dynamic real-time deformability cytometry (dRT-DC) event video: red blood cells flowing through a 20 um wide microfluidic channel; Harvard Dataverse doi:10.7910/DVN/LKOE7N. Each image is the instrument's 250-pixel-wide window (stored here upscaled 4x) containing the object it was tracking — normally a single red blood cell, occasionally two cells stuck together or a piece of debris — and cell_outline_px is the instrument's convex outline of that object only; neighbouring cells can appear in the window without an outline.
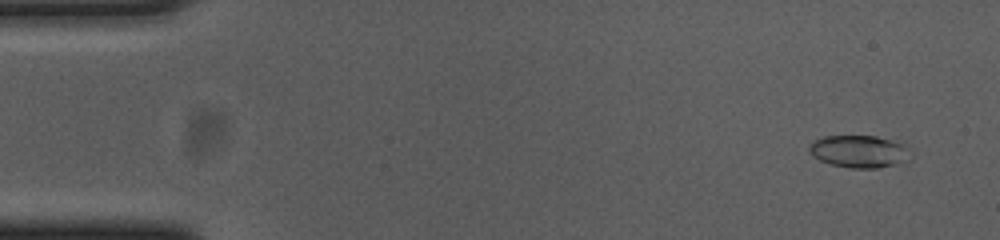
{"species": "common noctule bat (a hibernating species)", "species_latin": "Nyctalus noctula", "temperature_condition": "cold", "stored_images_in_passage": 56, "camera_frame_rate_fps": 3000, "um_per_image_px": 0.085, "animal": {"sex": "female", "body_mass_g": 23.0, "forearm_length_mm": 53.4}, "frame": {"image": 1, "passage_image": 4, "time_ms": 1.0, "image_size_px": [1000, 240], "cell_outline_px": [[904, 148], [900, 160], [896, 164], [876, 168], [848, 168], [832, 164], [820, 160], [812, 156], [808, 148], [816, 140], [824, 136], [876, 136], [904, 144]], "centroid_in_image_um": [72.87, 12.86], "position_along_channel_um": 12.1, "area_um2": 18.15}}
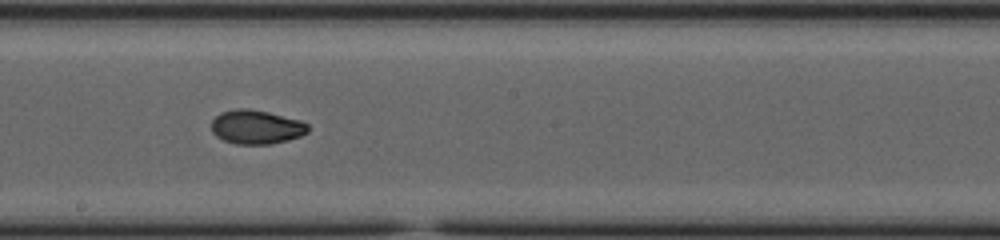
{"frame": {"image": 2, "passage_image": 31, "time_ms": 10.0, "image_size_px": [1000, 240], "cell_outline_px": [[308, 132], [300, 136], [288, 140], [272, 144], [236, 144], [224, 140], [216, 136], [212, 132], [212, 120], [220, 112], [236, 108], [248, 108], [268, 112], [300, 120], [308, 124]], "centroid_in_image_um": [21.78, 10.79], "position_along_channel_um": 226.4, "area_um2": 19.19}}
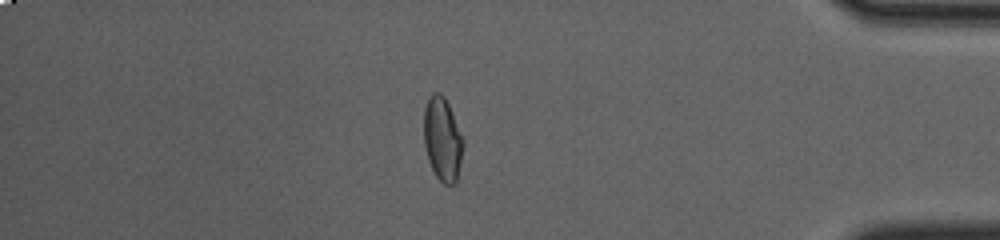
{"frame": {"image": 3, "passage_image": 48, "time_ms": 15.667, "image_size_px": [1000, 240], "cell_outline_px": [[464, 144], [456, 180], [452, 184], [444, 184], [436, 176], [428, 160], [424, 144], [424, 108], [428, 96], [432, 92], [440, 92], [444, 96], [448, 104], [464, 140]], "centroid_in_image_um": [37.59, 11.78], "position_along_channel_um": 397.6, "area_um2": 19.07}, "authors_computed_cell_mechanics": {"area_um2": 18.9873, "velocity_mm_per_s": 3.6822, "shape_relaxation_time_tau1_ms": 7.8462, "shape_relaxation_time_tau2_ms": 2.3201, "deformation_change_tau1": 0.2126, "deformation_change_tau2": 0.0512}}